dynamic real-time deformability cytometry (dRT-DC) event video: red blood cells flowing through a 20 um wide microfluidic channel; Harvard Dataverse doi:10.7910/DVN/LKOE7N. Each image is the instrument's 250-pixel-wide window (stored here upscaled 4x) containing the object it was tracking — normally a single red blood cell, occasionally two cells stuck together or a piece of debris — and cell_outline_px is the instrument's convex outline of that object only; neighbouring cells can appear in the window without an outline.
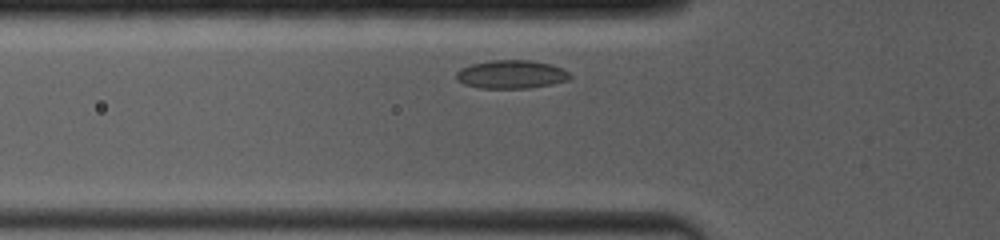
{"species": "common noctule bat (a hibernating species)", "species_latin": "Nyctalus noctula", "temperature_condition": "room temperature", "stored_images_in_passage": 17, "camera_frame_rate_fps": 4000, "um_per_image_px": 0.085, "animal": {"sex": "female", "body_mass_g": 19.0, "forearm_length_mm": 53.3}, "frame": {"image": 1, "passage_image": 3, "time_ms": 0.75, "image_size_px": [1000, 240], "cell_outline_px": [[572, 76], [568, 80], [552, 84], [528, 88], [480, 88], [464, 84], [456, 80], [456, 72], [460, 68], [472, 64], [488, 60], [528, 60], [552, 64], [568, 72]], "centroid_in_image_um": [43.43, 6.32], "position_along_channel_um": 82.4, "area_um2": 18.84}}
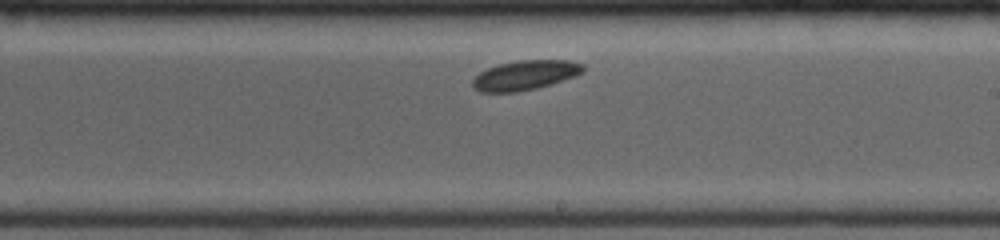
{"frame": {"image": 2, "passage_image": 11, "time_ms": 5.0, "image_size_px": [1000, 240], "cell_outline_px": [[584, 72], [576, 76], [536, 88], [516, 92], [480, 92], [472, 88], [472, 80], [480, 72], [488, 68], [500, 64], [520, 60], [568, 60], [584, 64]], "centroid_in_image_um": [44.64, 6.39], "position_along_channel_um": 244.4, "area_um2": 19.02}}
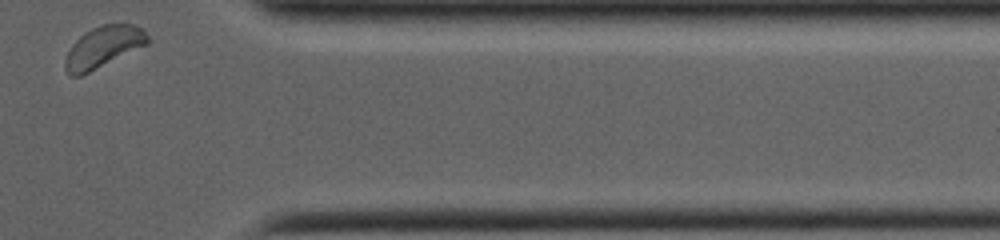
{"frame": {"image": 3, "passage_image": 17, "time_ms": 9.25, "image_size_px": [1000, 240], "cell_outline_px": [[148, 44], [80, 76], [72, 76], [64, 68], [64, 60], [72, 44], [84, 32], [100, 24], [132, 24], [140, 28], [148, 36]], "centroid_in_image_um": [8.75, 3.99], "position_along_channel_um": 402.6, "area_um2": 19.59}}